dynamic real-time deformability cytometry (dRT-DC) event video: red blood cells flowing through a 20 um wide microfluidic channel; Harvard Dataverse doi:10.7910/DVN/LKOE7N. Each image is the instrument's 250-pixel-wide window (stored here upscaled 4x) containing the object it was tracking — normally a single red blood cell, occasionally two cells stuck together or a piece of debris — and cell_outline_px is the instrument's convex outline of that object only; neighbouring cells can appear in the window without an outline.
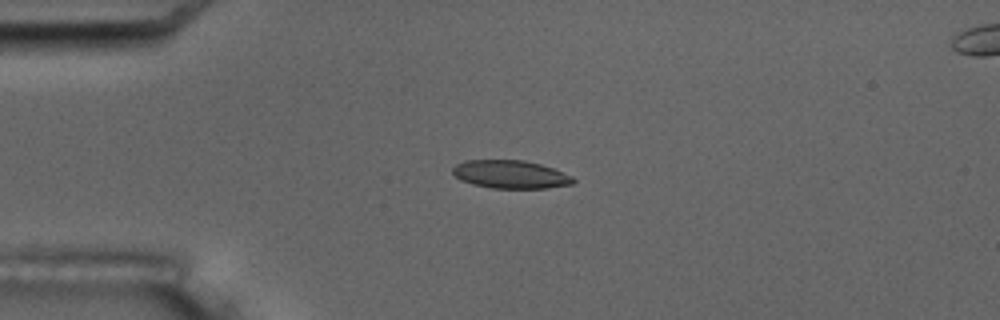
{"species": "common noctule bat (a hibernating species)", "species_latin": "Nyctalus noctula", "temperature_condition": "room temperature", "stored_images_in_passage": 6, "camera_frame_rate_fps": 3000, "um_per_image_px": 0.085, "animal": {"sex": "male", "body_mass_g": 17.5, "forearm_length_mm": 52.3}, "frame": {"image": 1, "passage_image": 5, "time_ms": 4.667, "image_size_px": [1000, 320], "cell_outline_px": [[576, 180], [572, 184], [548, 188], [492, 188], [472, 184], [460, 180], [452, 172], [452, 168], [456, 164], [464, 160], [524, 160], [540, 164], [552, 168], [572, 176]], "centroid_in_image_um": [43.38, 14.82], "position_along_channel_um": 41.6, "area_um2": 19.77}}